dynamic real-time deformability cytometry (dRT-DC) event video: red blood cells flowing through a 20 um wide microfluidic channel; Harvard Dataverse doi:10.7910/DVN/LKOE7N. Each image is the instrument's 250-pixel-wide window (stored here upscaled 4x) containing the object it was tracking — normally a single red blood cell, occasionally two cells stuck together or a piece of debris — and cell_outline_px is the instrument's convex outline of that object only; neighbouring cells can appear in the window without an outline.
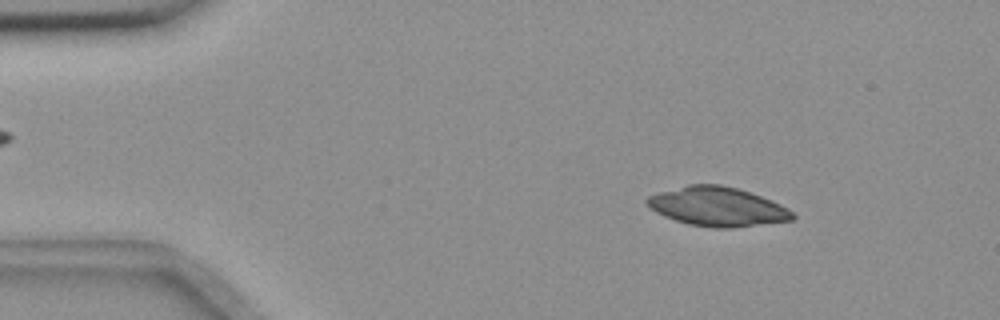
{"species": "common noctule bat (a hibernating species)", "species_latin": "Nyctalus noctula", "temperature_condition": "room temperature", "stored_images_in_passage": 54, "camera_frame_rate_fps": 3000, "um_per_image_px": 0.085, "animal": {"sex": "female", "body_mass_g": 18.4}, "frame": {"image": 1, "passage_image": 7, "time_ms": 2.0, "image_size_px": [1000, 320], "cell_outline_px": [[796, 216], [792, 220], [732, 228], [712, 228], [688, 224], [664, 216], [656, 212], [644, 200], [648, 196], [660, 192], [688, 184], [720, 184], [736, 188], [772, 200], [788, 208]], "centroid_in_image_um": [60.98, 17.57], "position_along_channel_um": 24.0, "area_um2": 33.0}}